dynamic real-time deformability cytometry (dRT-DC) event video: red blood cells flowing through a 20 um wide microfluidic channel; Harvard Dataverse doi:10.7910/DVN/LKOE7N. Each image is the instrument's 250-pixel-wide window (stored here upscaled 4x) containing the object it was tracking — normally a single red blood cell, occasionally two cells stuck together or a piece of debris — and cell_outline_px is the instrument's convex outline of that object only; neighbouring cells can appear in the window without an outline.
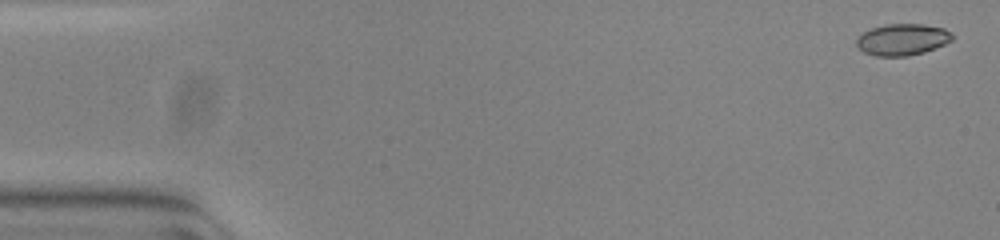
{"species": "common noctule bat (a hibernating species)", "species_latin": "Nyctalus noctula", "temperature_condition": "warm", "stored_images_in_passage": 54, "camera_frame_rate_fps": 3000, "um_per_image_px": 0.085, "animal": {"sex": "female", "body_mass_g": 23.0, "forearm_length_mm": 53.4}, "frame": {"image": 1, "passage_image": 2, "time_ms": 0.333, "image_size_px": [1000, 240], "cell_outline_px": [[952, 40], [944, 44], [924, 52], [908, 56], [876, 56], [864, 52], [856, 44], [856, 40], [864, 32], [872, 28], [884, 24], [924, 24], [944, 28], [952, 32]], "centroid_in_image_um": [76.72, 3.35], "position_along_channel_um": 8.3, "area_um2": 17.51}}
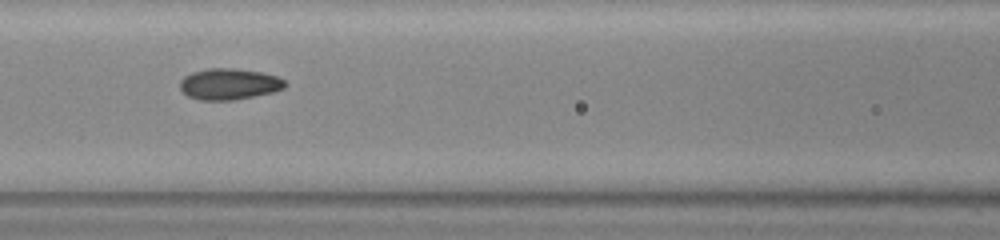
{"frame": {"image": 2, "passage_image": 24, "time_ms": 7.667, "image_size_px": [1000, 240], "cell_outline_px": [[288, 84], [284, 88], [272, 92], [232, 100], [200, 100], [188, 96], [180, 88], [180, 80], [184, 76], [192, 72], [208, 68], [232, 68], [260, 72], [276, 76], [284, 80]], "centroid_in_image_um": [19.46, 7.14], "position_along_channel_um": 147.1, "area_um2": 18.96}}
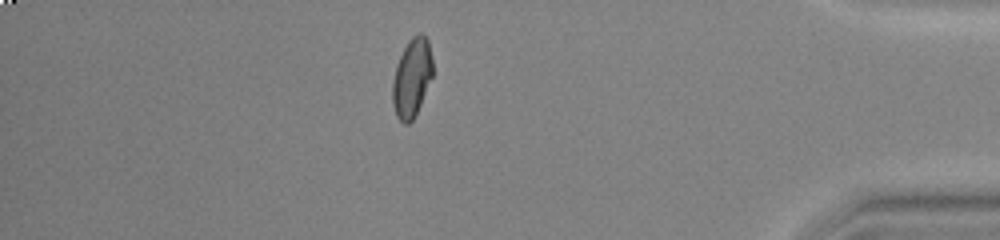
{"frame": {"image": 3, "passage_image": 47, "time_ms": 15.333, "image_size_px": [1000, 240], "cell_outline_px": [[432, 76], [420, 104], [412, 120], [408, 124], [404, 124], [396, 116], [392, 104], [392, 80], [396, 64], [408, 40], [412, 36], [420, 32], [428, 40], [432, 60]], "centroid_in_image_um": [34.98, 6.6], "position_along_channel_um": 400.2, "area_um2": 18.32}, "authors_computed_cell_mechanics": {"area_um2": 18.4382, "velocity_mm_per_s": 3.8326, "shape_relaxation_time_tau1_ms": null, "shape_relaxation_time_tau2_ms": 1.2085, "deformation_change_tau1": null, "deformation_change_tau2": 0.0465}}